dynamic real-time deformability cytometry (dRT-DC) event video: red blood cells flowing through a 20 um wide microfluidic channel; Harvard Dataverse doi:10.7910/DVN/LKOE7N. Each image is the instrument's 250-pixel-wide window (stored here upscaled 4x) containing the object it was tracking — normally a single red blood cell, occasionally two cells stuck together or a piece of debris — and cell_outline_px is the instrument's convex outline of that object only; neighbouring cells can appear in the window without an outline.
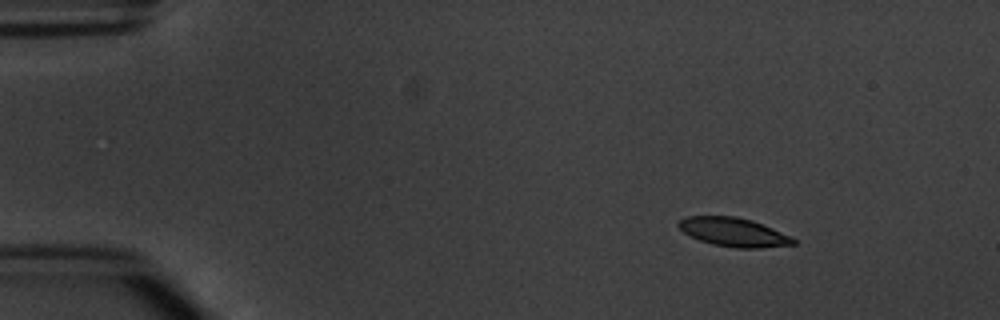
{"species": "common noctule bat (a hibernating species)", "species_latin": "Nyctalus noctula", "temperature_condition": "warm", "stored_images_in_passage": 8, "camera_frame_rate_fps": 3000, "um_per_image_px": 0.085, "animal": {"sex": "male", "body_mass_g": 20.1, "forearm_length_mm": 53.5}, "frame": {"image": 1, "passage_image": 1, "time_ms": 0.0, "image_size_px": [1000, 320], "cell_outline_px": [[796, 244], [760, 248], [736, 248], [712, 244], [700, 240], [684, 232], [676, 224], [680, 220], [688, 216], [736, 216], [752, 220], [792, 236], [796, 240]], "centroid_in_image_um": [62.38, 19.73], "position_along_channel_um": 22.6, "area_um2": 19.19}}
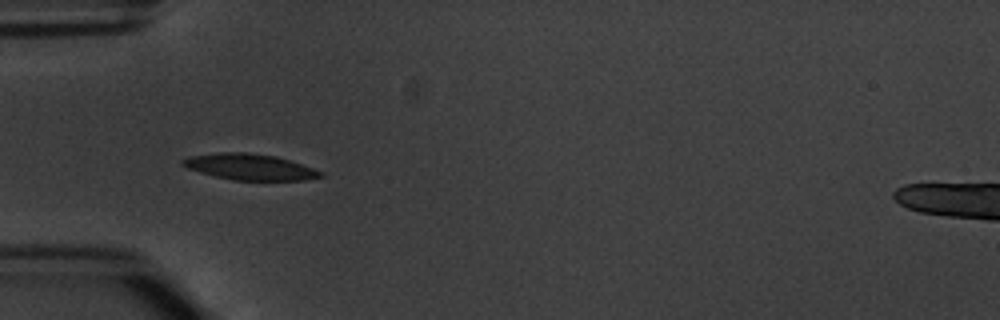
{"frame": {"image": 2, "passage_image": 4, "time_ms": 3.333, "image_size_px": [1000, 320], "cell_outline_px": [[324, 176], [308, 180], [232, 180], [200, 172], [188, 168], [180, 164], [180, 160], [188, 156], [220, 152], [244, 152], [276, 156], [324, 172]], "centroid_in_image_um": [21.21, 14.18], "position_along_channel_um": 63.8, "area_um2": 20.87}}
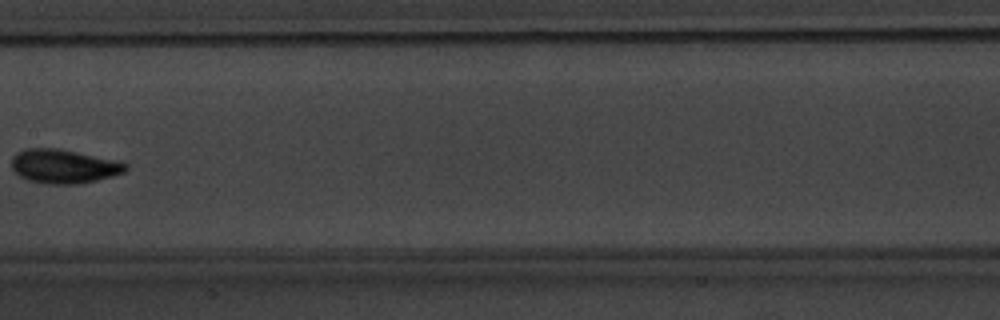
{"frame": {"image": 3, "passage_image": 7, "time_ms": 7.0, "image_size_px": [1000, 320], "cell_outline_px": [[128, 168], [124, 172], [112, 176], [80, 184], [48, 184], [28, 180], [20, 176], [12, 168], [12, 156], [16, 152], [24, 148], [60, 148], [124, 160], [128, 164]], "centroid_in_image_um": [5.48, 14.11], "position_along_channel_um": 201.9, "area_um2": 23.18}}